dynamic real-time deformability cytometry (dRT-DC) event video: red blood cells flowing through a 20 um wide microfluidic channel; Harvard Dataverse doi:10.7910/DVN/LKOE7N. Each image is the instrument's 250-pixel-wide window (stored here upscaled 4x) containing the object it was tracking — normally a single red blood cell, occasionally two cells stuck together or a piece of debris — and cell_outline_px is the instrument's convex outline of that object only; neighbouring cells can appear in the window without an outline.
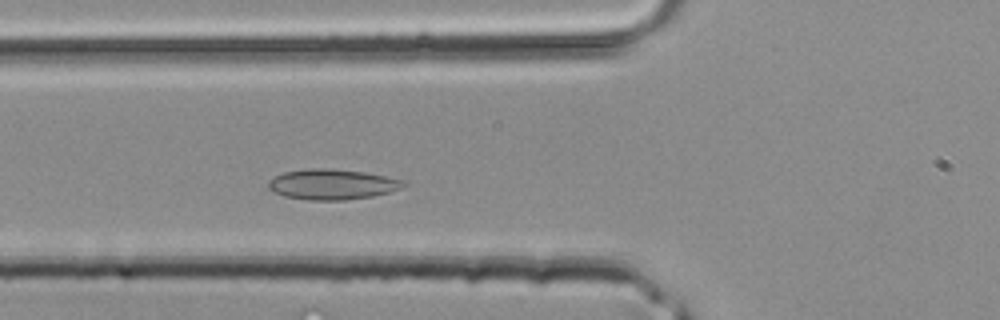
{"species": "common noctule bat (a hibernating species)", "species_latin": "Nyctalus noctula", "temperature_condition": "room temperature", "stored_images_in_passage": 27, "camera_frame_rate_fps": 3000, "um_per_image_px": 0.085, "animal": {"sex": "male", "body_mass_g": 20.4}, "frame": {"image": 1, "passage_image": 7, "time_ms": 2.0, "image_size_px": [1000, 320], "cell_outline_px": [[408, 184], [400, 188], [388, 192], [372, 196], [344, 200], [312, 200], [284, 196], [272, 192], [268, 188], [268, 180], [272, 176], [284, 172], [308, 168], [328, 168], [364, 172], [404, 180]], "centroid_in_image_um": [28.18, 15.66], "position_along_channel_um": 97.6, "area_um2": 23.99}}
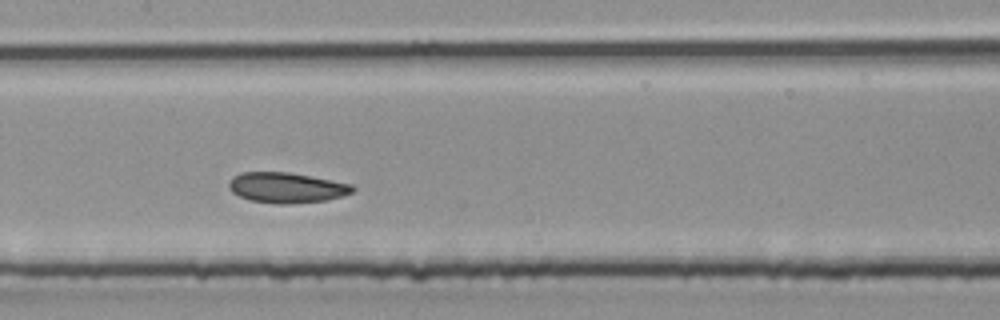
{"frame": {"image": 2, "passage_image": 12, "time_ms": 3.667, "image_size_px": [1000, 320], "cell_outline_px": [[356, 188], [352, 192], [344, 196], [328, 200], [288, 204], [276, 204], [252, 200], [240, 196], [232, 192], [228, 188], [228, 184], [232, 176], [240, 172], [288, 172], [352, 184]], "centroid_in_image_um": [24.35, 15.95], "position_along_channel_um": 183.0, "area_um2": 21.96}}
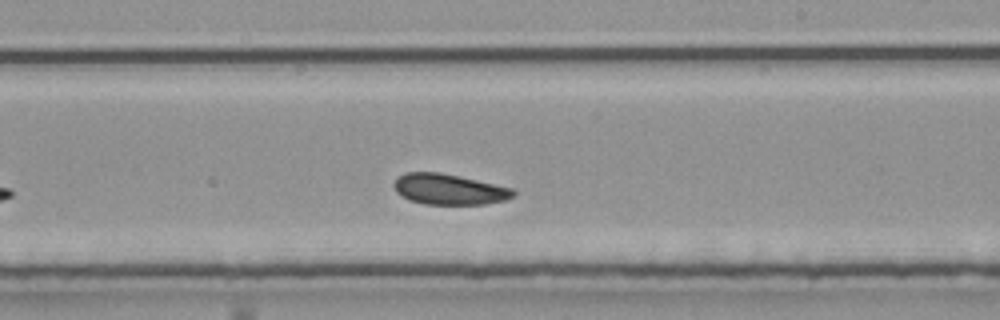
{"frame": {"image": 3, "passage_image": 16, "time_ms": 5.0, "image_size_px": [1000, 320], "cell_outline_px": [[516, 192], [512, 196], [504, 200], [484, 204], [424, 204], [408, 200], [400, 196], [396, 192], [392, 184], [396, 176], [404, 172], [440, 172], [460, 176], [512, 188]], "centroid_in_image_um": [38.08, 16.08], "position_along_channel_um": 250.9, "area_um2": 21.5}}